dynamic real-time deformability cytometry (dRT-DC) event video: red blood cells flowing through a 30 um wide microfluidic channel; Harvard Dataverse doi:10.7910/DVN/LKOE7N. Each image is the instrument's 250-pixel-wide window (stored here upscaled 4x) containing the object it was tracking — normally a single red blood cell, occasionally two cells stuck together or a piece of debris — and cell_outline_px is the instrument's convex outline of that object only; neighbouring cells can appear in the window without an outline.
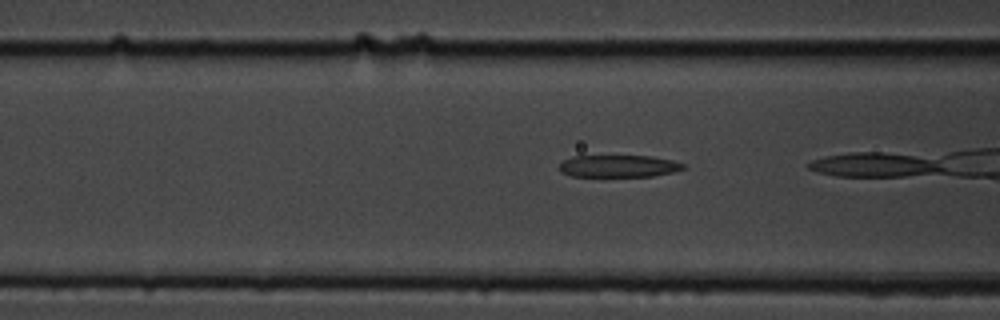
{"species": "common noctule bat (a hibernating species)", "species_latin": "Nyctalus noctula", "temperature_condition": "cold", "stored_images_in_passage": 7, "camera_frame_rate_fps": 3000, "um_per_image_px": 0.085, "animal": {"sex": "male", "body_mass_g": 19.5, "forearm_length_mm": 54.6}, "frame": {"image": 1, "passage_image": 5, "time_ms": 5.333, "image_size_px": [1000, 320], "cell_outline_px": [[684, 168], [672, 172], [652, 176], [572, 176], [560, 172], [560, 164], [564, 160], [572, 156], [652, 156], [672, 160], [684, 164]], "centroid_in_image_um": [52.56, 14.11], "position_along_channel_um": 114.0, "area_um2": 15.84}}